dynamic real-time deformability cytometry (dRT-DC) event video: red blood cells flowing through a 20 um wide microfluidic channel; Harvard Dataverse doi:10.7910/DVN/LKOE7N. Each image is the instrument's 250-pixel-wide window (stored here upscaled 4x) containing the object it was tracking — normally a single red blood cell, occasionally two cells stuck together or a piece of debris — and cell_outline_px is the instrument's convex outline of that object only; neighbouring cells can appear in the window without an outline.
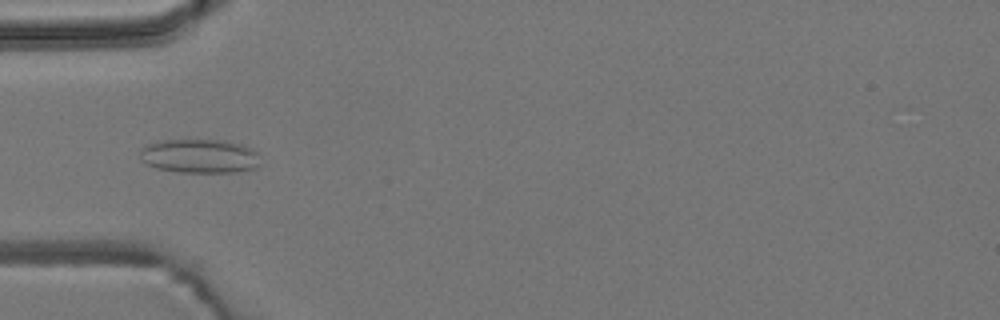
{"species": "common noctule bat (a hibernating species)", "species_latin": "Nyctalus noctula", "temperature_condition": "room temperature", "stored_images_in_passage": 39, "camera_frame_rate_fps": 3000, "um_per_image_px": 0.085, "animal": {"sex": "male", "body_mass_g": 19.2, "forearm_length_mm": 51.8}, "frame": {"image": 1, "passage_image": 3, "time_ms": 0.667, "image_size_px": [1000, 320], "cell_outline_px": [[256, 168], [236, 172], [180, 172], [156, 168], [140, 160], [140, 152], [144, 144], [160, 140], [224, 140], [240, 144], [252, 148], [256, 152]], "centroid_in_image_um": [16.9, 13.26], "position_along_channel_um": 68.1, "area_um2": 23.76}}
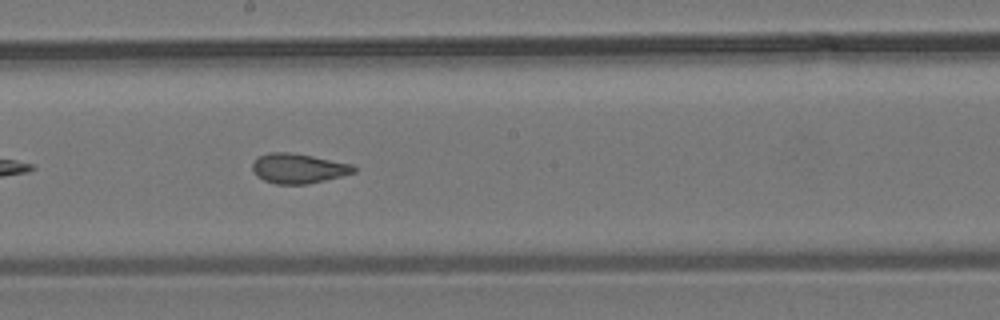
{"frame": {"image": 2, "passage_image": 15, "time_ms": 4.667, "image_size_px": [1000, 320], "cell_outline_px": [[356, 172], [308, 184], [276, 184], [264, 180], [256, 176], [252, 168], [252, 164], [260, 156], [268, 152], [292, 152], [352, 164], [356, 168]], "centroid_in_image_um": [25.35, 14.31], "position_along_channel_um": 222.9, "area_um2": 17.51}}
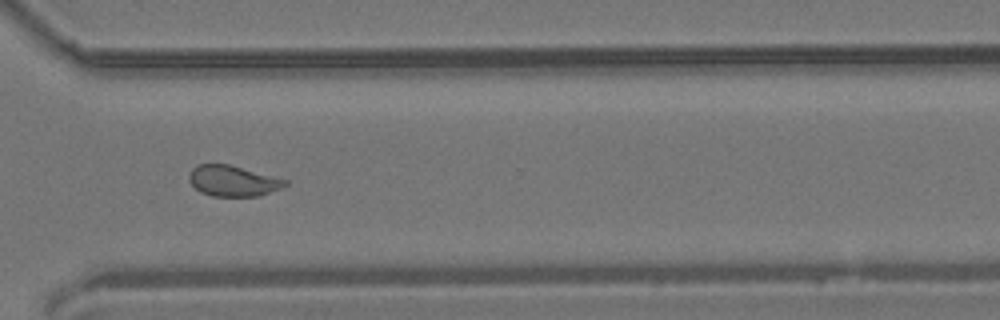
{"frame": {"image": 3, "passage_image": 25, "time_ms": 8.0, "image_size_px": [1000, 320], "cell_outline_px": [[288, 184], [280, 188], [260, 196], [212, 196], [200, 192], [188, 180], [188, 176], [192, 168], [196, 164], [228, 164], [288, 180]], "centroid_in_image_um": [19.77, 15.37], "position_along_channel_um": 350.8, "area_um2": 17.17}, "authors_computed_cell_mechanics": {"area_um2": 17.8602, "velocity_mm_per_s": 3.8478, "shape_relaxation_time_tau1_ms": null, "shape_relaxation_time_tau2_ms": 1.1479, "deformation_change_tau1": null, "deformation_change_tau2": 0.0749}}